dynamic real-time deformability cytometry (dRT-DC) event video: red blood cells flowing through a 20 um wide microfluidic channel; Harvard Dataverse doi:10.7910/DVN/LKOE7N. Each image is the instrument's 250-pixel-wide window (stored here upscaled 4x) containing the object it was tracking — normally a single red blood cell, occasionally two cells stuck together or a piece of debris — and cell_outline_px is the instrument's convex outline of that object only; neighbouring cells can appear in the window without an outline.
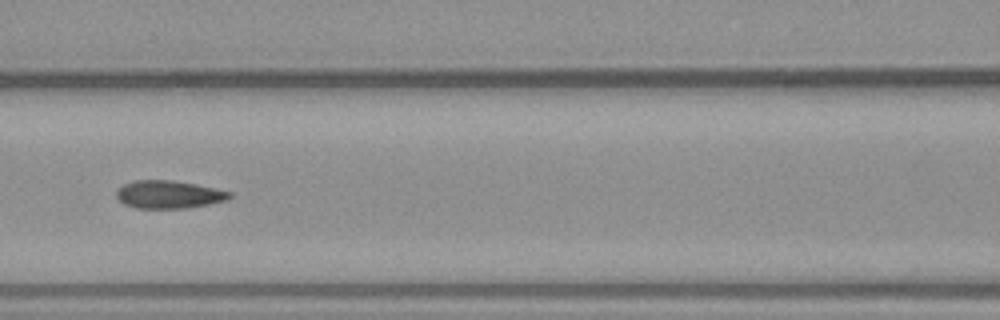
{"species": "common noctule bat (a hibernating species)", "species_latin": "Nyctalus noctula", "temperature_condition": "warm", "stored_images_in_passage": 20, "camera_frame_rate_fps": 3000, "um_per_image_px": 0.085, "animal": {"sex": "male", "body_mass_g": 23.1, "forearm_length_mm": 52.7}, "frame": {"image": 1, "passage_image": 9, "time_ms": 2.667, "image_size_px": [1000, 320], "cell_outline_px": [[232, 196], [228, 200], [208, 204], [184, 208], [136, 208], [124, 204], [116, 196], [116, 192], [124, 184], [136, 180], [172, 180], [196, 184], [232, 192]], "centroid_in_image_um": [14.36, 16.53], "position_along_channel_um": 152.2, "area_um2": 18.26}}